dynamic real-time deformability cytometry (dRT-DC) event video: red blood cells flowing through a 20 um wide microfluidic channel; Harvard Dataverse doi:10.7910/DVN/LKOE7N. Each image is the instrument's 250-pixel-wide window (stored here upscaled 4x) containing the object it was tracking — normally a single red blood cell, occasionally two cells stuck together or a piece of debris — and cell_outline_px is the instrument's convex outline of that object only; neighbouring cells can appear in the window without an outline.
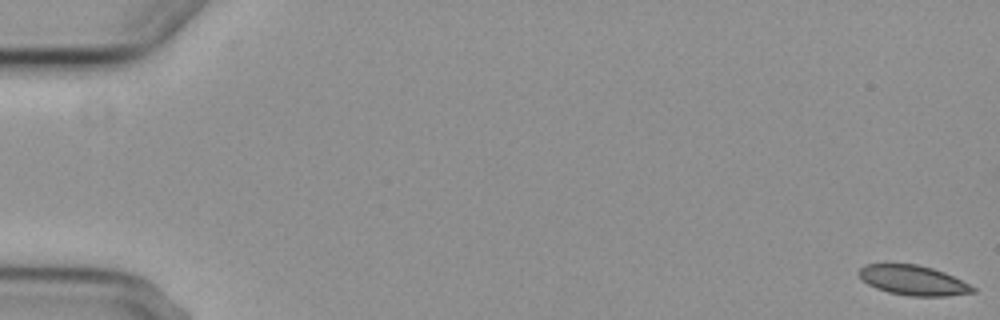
{"species": "common noctule bat (a hibernating species)", "species_latin": "Nyctalus noctula", "temperature_condition": "cold", "stored_images_in_passage": 6, "camera_frame_rate_fps": 3000, "um_per_image_px": 0.085, "animal": {"sex": "female", "body_mass_g": 29.2, "forearm_length_mm": 56.3}, "frame": {"image": 1, "passage_image": 1, "time_ms": 0.0, "image_size_px": [1000, 320], "cell_outline_px": [[976, 292], [948, 296], [908, 296], [888, 292], [876, 288], [868, 284], [856, 272], [864, 264], [916, 264], [932, 268], [944, 272], [976, 288]], "centroid_in_image_um": [77.61, 23.83], "position_along_channel_um": 7.4, "area_um2": 19.71}}
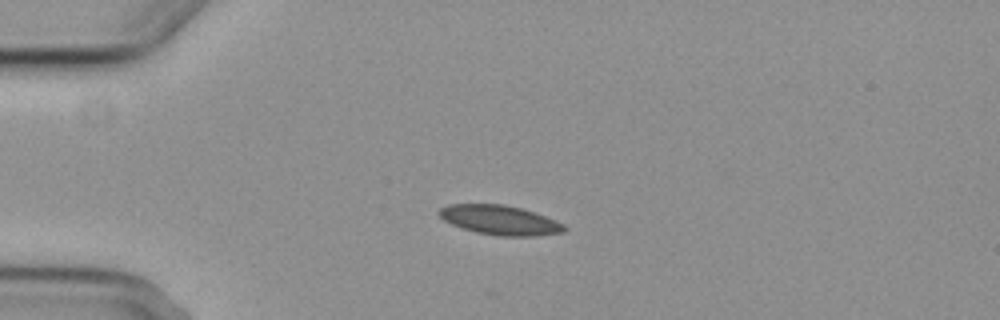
{"frame": {"image": 2, "passage_image": 5, "time_ms": 4.667, "image_size_px": [1000, 320], "cell_outline_px": [[568, 228], [564, 232], [536, 236], [500, 236], [476, 232], [452, 224], [444, 220], [436, 212], [440, 208], [448, 204], [504, 204], [520, 208], [556, 220], [564, 224]], "centroid_in_image_um": [42.5, 18.71], "position_along_channel_um": 42.5, "area_um2": 21.44}}